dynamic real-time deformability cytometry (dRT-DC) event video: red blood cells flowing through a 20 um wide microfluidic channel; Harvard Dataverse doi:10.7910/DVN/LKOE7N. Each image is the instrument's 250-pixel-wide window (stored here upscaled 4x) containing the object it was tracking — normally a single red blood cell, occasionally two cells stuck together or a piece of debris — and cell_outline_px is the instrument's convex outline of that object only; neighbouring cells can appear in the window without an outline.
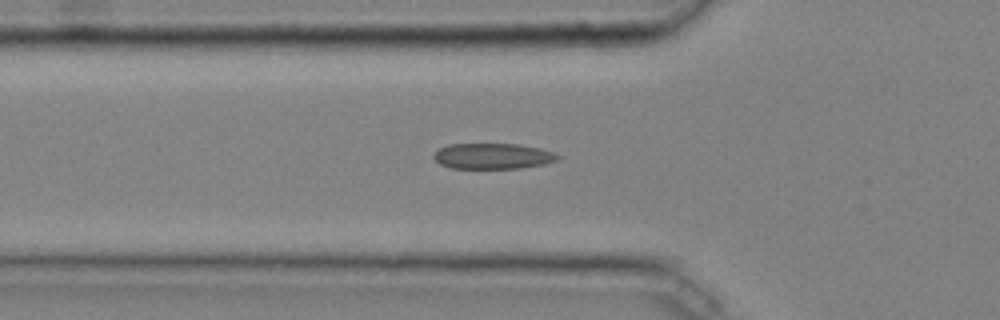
{"species": "common noctule bat (a hibernating species)", "species_latin": "Nyctalus noctula", "temperature_condition": "cold", "stored_images_in_passage": 44, "camera_frame_rate_fps": 3000, "um_per_image_px": 0.085, "animal": {"sex": "male", "body_mass_g": 20.4}, "frame": {"image": 1, "passage_image": 16, "time_ms": 5.0, "image_size_px": [1000, 320], "cell_outline_px": [[560, 156], [556, 160], [544, 164], [520, 168], [452, 168], [440, 164], [432, 156], [440, 148], [448, 144], [520, 144], [540, 148], [556, 152]], "centroid_in_image_um": [41.91, 13.26], "position_along_channel_um": 83.9, "area_um2": 18.55}}
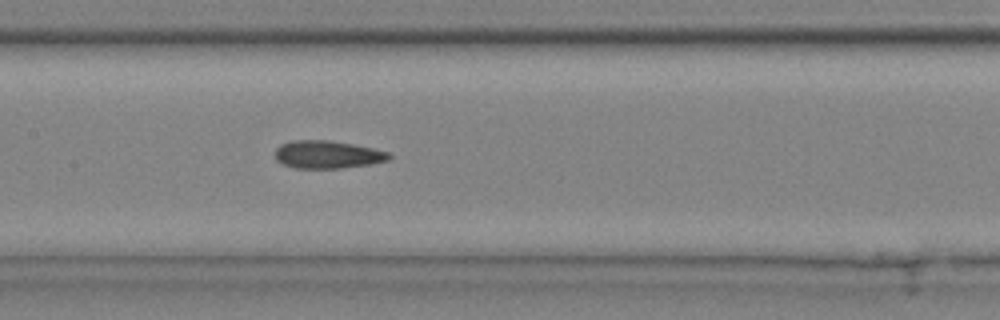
{"frame": {"image": 2, "passage_image": 23, "time_ms": 7.333, "image_size_px": [1000, 320], "cell_outline_px": [[392, 156], [388, 160], [368, 164], [340, 168], [296, 168], [284, 164], [276, 160], [276, 148], [280, 144], [292, 140], [328, 140], [352, 144], [372, 148], [388, 152]], "centroid_in_image_um": [27.81, 13.13], "position_along_channel_um": 179.6, "area_um2": 18.26}}
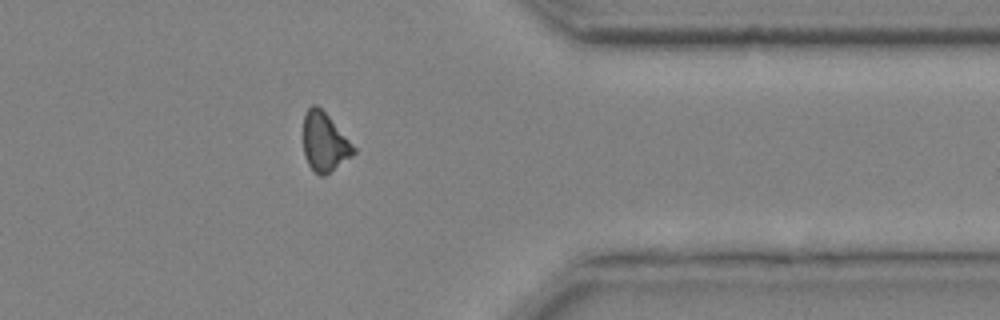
{"frame": {"image": 3, "passage_image": 39, "time_ms": 12.667, "image_size_px": [1000, 320], "cell_outline_px": [[356, 152], [352, 156], [324, 176], [320, 176], [308, 164], [304, 156], [304, 116], [308, 108], [312, 104], [316, 104], [328, 116], [356, 148]], "centroid_in_image_um": [27.58, 12.09], "position_along_channel_um": 383.8, "area_um2": 16.94}, "authors_computed_cell_mechanics": {"area_um2": 18.3804, "velocity_mm_per_s": 4.0841, "shape_relaxation_time_tau1_ms": 5.0803, "shape_relaxation_time_tau2_ms": 3.0308, "deformation_change_tau1": 0.1141, "deformation_change_tau2": 0.1186}}